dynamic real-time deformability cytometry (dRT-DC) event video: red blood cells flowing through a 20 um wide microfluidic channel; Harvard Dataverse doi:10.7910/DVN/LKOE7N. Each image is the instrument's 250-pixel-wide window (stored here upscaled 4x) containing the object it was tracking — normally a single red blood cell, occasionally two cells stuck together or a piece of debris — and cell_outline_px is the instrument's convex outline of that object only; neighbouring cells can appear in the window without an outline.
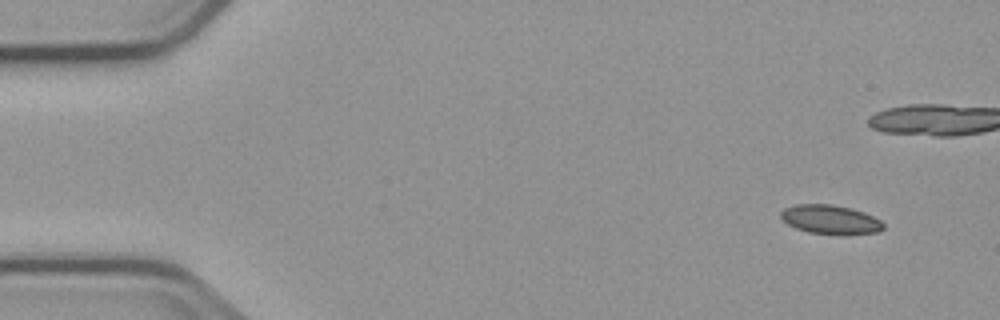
{"species": "common noctule bat (a hibernating species)", "species_latin": "Nyctalus noctula", "temperature_condition": "cold", "stored_images_in_passage": 7, "camera_frame_rate_fps": 3000, "um_per_image_px": 0.085, "animal": {"sex": "male", "body_mass_g": 23.1, "forearm_length_mm": 52.7}, "frame": {"image": 1, "passage_image": 1, "time_ms": 0.0, "image_size_px": [1000, 320], "cell_outline_px": [[884, 228], [880, 232], [848, 236], [840, 236], [808, 232], [796, 228], [788, 224], [780, 216], [780, 212], [784, 208], [796, 204], [832, 204], [852, 208], [864, 212], [880, 220], [884, 224]], "centroid_in_image_um": [70.62, 18.68], "position_along_channel_um": 14.4, "area_um2": 17.86}}